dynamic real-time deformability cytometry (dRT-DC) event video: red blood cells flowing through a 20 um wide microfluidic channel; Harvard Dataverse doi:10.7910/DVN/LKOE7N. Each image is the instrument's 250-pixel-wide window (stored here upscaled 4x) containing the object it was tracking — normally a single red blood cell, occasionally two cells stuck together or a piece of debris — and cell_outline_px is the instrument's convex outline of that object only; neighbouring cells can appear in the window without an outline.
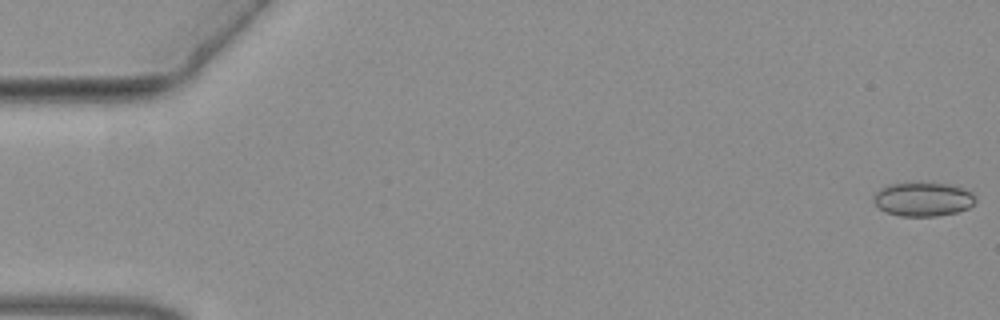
{"species": "common noctule bat (a hibernating species)", "species_latin": "Nyctalus noctula", "temperature_condition": "warm", "stored_images_in_passage": 53, "camera_frame_rate_fps": 3000, "um_per_image_px": 0.085, "animal": {"sex": "female", "body_mass_g": 19.3, "forearm_length_mm": 54.1}, "frame": {"image": 1, "passage_image": 1, "time_ms": 0.0, "image_size_px": [1000, 320], "cell_outline_px": [[976, 200], [968, 208], [956, 212], [936, 216], [900, 216], [888, 212], [880, 208], [872, 200], [872, 196], [880, 188], [888, 184], [948, 184], [964, 188], [972, 192]], "centroid_in_image_um": [78.45, 16.94], "position_along_channel_um": 6.6, "area_um2": 19.83}}
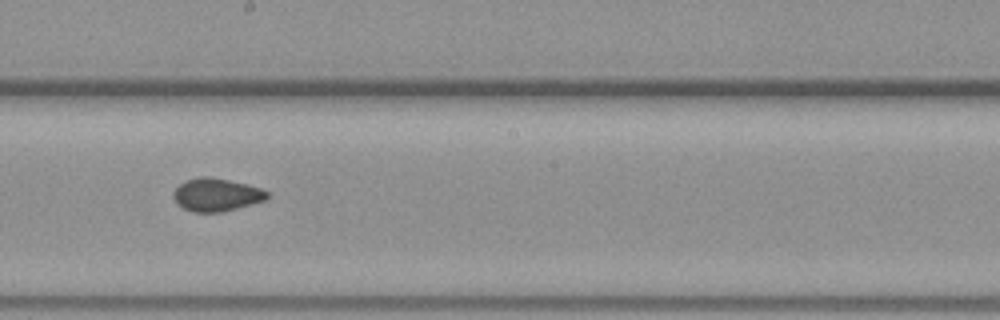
{"frame": {"image": 2, "passage_image": 30, "time_ms": 9.667, "image_size_px": [1000, 320], "cell_outline_px": [[268, 196], [264, 200], [252, 204], [224, 212], [192, 212], [176, 204], [172, 196], [172, 192], [180, 184], [188, 180], [200, 176], [208, 176], [228, 180], [260, 188], [268, 192]], "centroid_in_image_um": [18.35, 16.57], "position_along_channel_um": 229.8, "area_um2": 17.92}}
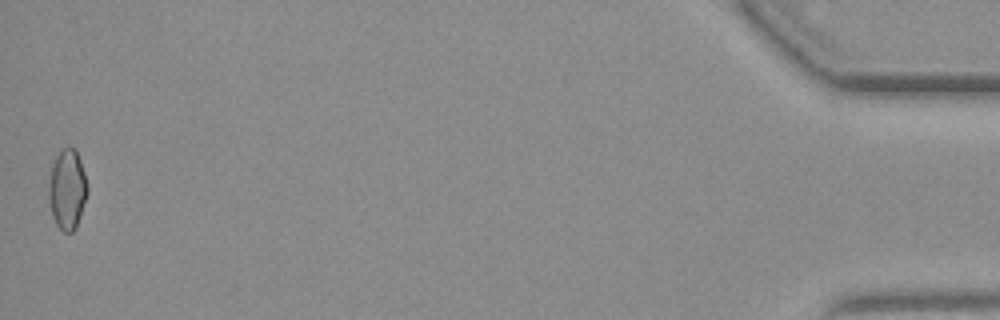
{"frame": {"image": 3, "passage_image": 53, "time_ms": 17.333, "image_size_px": [1000, 320], "cell_outline_px": [[88, 192], [76, 228], [72, 232], [64, 232], [56, 224], [52, 216], [48, 196], [48, 188], [52, 164], [56, 156], [64, 148], [76, 148], [88, 184]], "centroid_in_image_um": [5.72, 16.11], "position_along_channel_um": 429.5, "area_um2": 18.03}}